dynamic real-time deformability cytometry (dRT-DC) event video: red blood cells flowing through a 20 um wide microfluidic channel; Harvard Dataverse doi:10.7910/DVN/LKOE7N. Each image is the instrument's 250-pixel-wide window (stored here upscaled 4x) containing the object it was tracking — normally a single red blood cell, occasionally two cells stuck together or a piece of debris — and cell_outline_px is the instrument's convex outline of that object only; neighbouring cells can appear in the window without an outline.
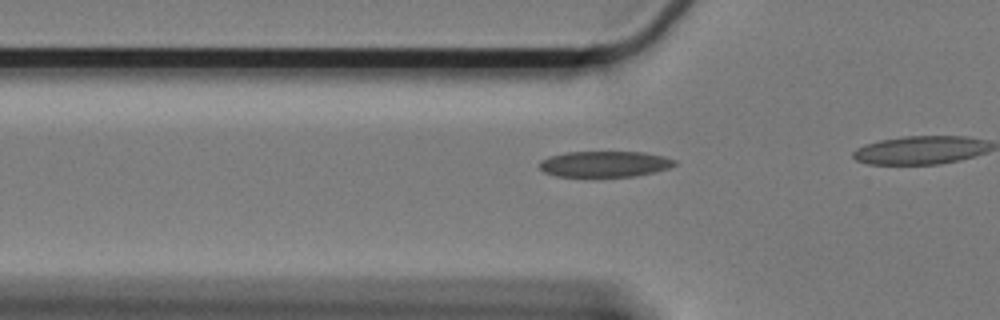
{"species": "Egyptian fruit bat (a non-hibernating species)", "species_latin": "Rousettus aegyptiacus", "temperature_condition": "cold", "stored_images_in_passage": 10, "camera_frame_rate_fps": 3000, "um_per_image_px": 0.085, "animal": {"sex": "female"}, "frame": {"image": 1, "passage_image": 4, "time_ms": 1.0, "image_size_px": [1000, 320], "cell_outline_px": [[676, 164], [668, 168], [636, 176], [556, 176], [544, 172], [540, 168], [540, 160], [548, 156], [568, 152], [644, 152], [664, 156], [676, 160]], "centroid_in_image_um": [51.39, 13.93], "position_along_channel_um": 74.4, "area_um2": 20.29}}
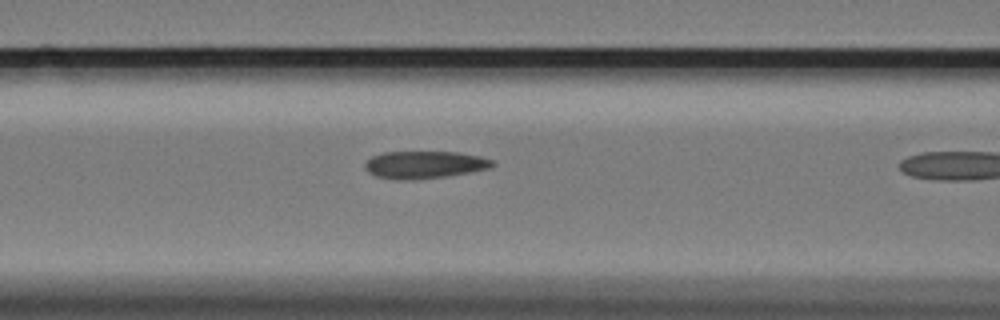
{"frame": {"image": 2, "passage_image": 9, "time_ms": 2.667, "image_size_px": [1000, 320], "cell_outline_px": [[496, 164], [488, 168], [468, 172], [444, 176], [412, 180], [396, 180], [376, 176], [368, 172], [364, 168], [364, 164], [372, 156], [384, 152], [456, 152], [480, 156], [492, 160]], "centroid_in_image_um": [36.04, 14.0], "position_along_channel_um": 130.6, "area_um2": 20.23}}